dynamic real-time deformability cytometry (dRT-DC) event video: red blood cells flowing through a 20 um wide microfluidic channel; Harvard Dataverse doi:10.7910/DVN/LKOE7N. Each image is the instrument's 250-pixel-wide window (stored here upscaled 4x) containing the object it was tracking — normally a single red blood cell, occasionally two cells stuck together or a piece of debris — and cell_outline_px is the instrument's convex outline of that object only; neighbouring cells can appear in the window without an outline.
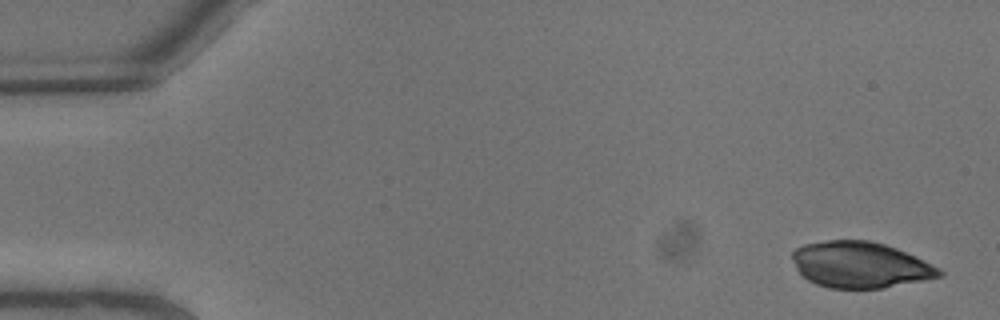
{"species": "common noctule bat (a hibernating species)", "species_latin": "Nyctalus noctula", "temperature_condition": "warm", "stored_images_in_passage": 6, "camera_frame_rate_fps": 3000, "um_per_image_px": 0.085, "animal": {"sex": "male", "body_mass_g": 13.3}, "frame": {"image": 1, "passage_image": 1, "time_ms": 0.0, "image_size_px": [1000, 320], "cell_outline_px": [[944, 272], [940, 276], [884, 288], [828, 288], [816, 284], [808, 280], [796, 268], [792, 260], [792, 252], [796, 248], [804, 244], [828, 240], [868, 240], [884, 244], [896, 248], [940, 268]], "centroid_in_image_um": [73.08, 22.51], "position_along_channel_um": 11.9, "area_um2": 39.13}}